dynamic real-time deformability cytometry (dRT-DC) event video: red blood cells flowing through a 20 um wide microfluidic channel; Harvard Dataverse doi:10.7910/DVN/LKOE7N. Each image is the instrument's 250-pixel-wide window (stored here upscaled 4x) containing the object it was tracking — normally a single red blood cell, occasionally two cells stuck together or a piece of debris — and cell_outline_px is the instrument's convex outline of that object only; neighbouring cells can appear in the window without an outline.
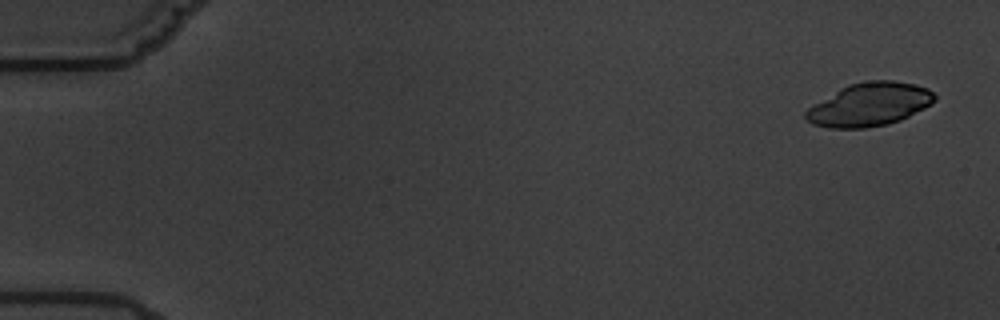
{"species": "common noctule bat (a hibernating species)", "species_latin": "Nyctalus noctula", "temperature_condition": "warm", "stored_images_in_passage": 10, "camera_frame_rate_fps": 3000, "um_per_image_px": 0.085, "animal": {"sex": "male", "body_mass_g": 19.5, "forearm_length_mm": 54.6}, "frame": {"image": 1, "passage_image": 1, "time_ms": 0.0, "image_size_px": [1000, 320], "cell_outline_px": [[936, 100], [924, 108], [900, 120], [888, 124], [864, 128], [828, 128], [812, 124], [804, 116], [804, 112], [812, 104], [840, 88], [848, 84], [864, 80], [892, 80], [916, 84], [928, 88], [936, 96]], "centroid_in_image_um": [73.88, 8.87], "position_along_channel_um": 11.1, "area_um2": 32.71}}